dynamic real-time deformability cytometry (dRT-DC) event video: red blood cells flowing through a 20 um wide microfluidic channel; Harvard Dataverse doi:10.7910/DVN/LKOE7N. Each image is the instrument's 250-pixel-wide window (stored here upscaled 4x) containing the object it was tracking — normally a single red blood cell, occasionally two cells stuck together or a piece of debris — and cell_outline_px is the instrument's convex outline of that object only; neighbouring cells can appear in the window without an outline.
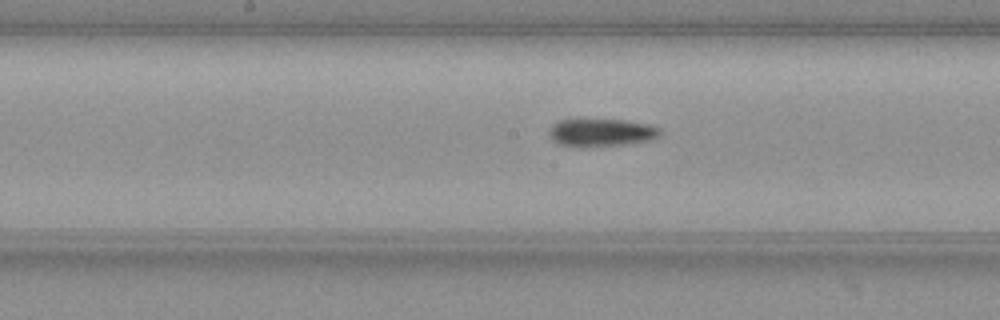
{"species": "common noctule bat (a hibernating species)", "species_latin": "Nyctalus noctula", "temperature_condition": "warm", "stored_images_in_passage": 21, "camera_frame_rate_fps": 3000, "um_per_image_px": 0.085, "animal": {"sex": "female", "body_mass_g": 19.3, "forearm_length_mm": 54.1}, "frame": {"image": 1, "passage_image": 18, "time_ms": 5.667, "image_size_px": [1000, 320], "cell_outline_px": [[660, 132], [652, 140], [624, 144], [560, 144], [552, 140], [552, 124], [560, 120], [624, 120], [648, 124], [660, 128]], "centroid_in_image_um": [51.19, 11.22], "position_along_channel_um": 197.0, "area_um2": 16.76}}